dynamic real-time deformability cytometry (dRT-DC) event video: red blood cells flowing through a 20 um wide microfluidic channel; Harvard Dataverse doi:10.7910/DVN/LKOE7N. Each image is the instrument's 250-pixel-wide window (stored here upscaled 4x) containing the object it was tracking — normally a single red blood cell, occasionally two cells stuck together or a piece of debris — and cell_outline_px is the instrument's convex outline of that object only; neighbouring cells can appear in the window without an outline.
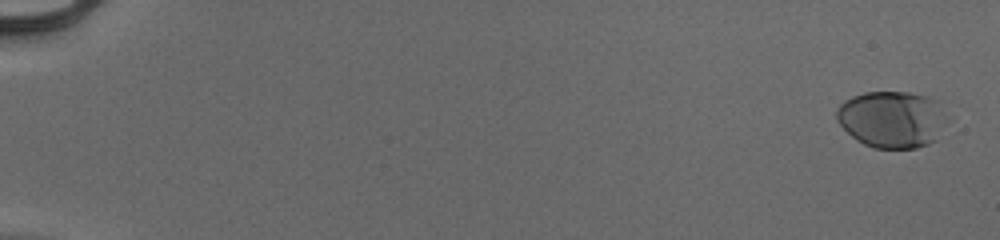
{"species": "human", "species_latin": "Homo sapiens", "temperature_condition": "cold", "stored_images_in_passage": 56, "camera_frame_rate_fps": 3000, "um_per_image_px": 0.085, "donor": {"sex": "male"}, "frame": {"image": 1, "passage_image": 3, "time_ms": 0.667, "image_size_px": [1000, 240], "cell_outline_px": [[940, 100], [936, 140], [928, 144], [916, 148], [872, 148], [856, 140], [836, 120], [836, 108], [844, 100], [852, 96], [864, 92], [908, 92], [928, 96]], "centroid_in_image_um": [75.68, 10.12], "position_along_channel_um": 9.3, "area_um2": 35.66}}
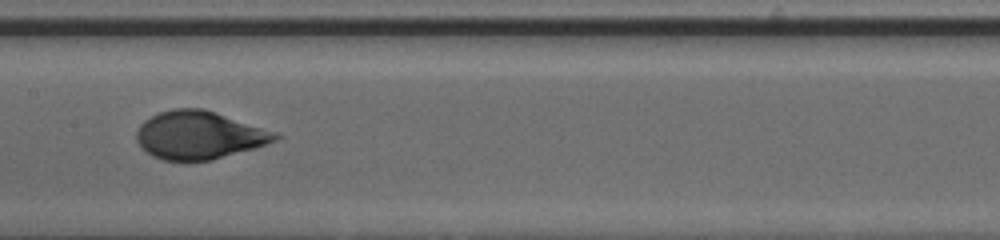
{"frame": {"image": 2, "passage_image": 32, "time_ms": 10.333, "image_size_px": [1000, 240], "cell_outline_px": [[284, 136], [276, 140], [256, 148], [212, 160], [164, 160], [152, 156], [136, 140], [136, 132], [140, 124], [144, 120], [160, 112], [172, 108], [204, 108], [276, 132]], "centroid_in_image_um": [16.94, 11.48], "position_along_channel_um": 190.5, "area_um2": 38.73}}
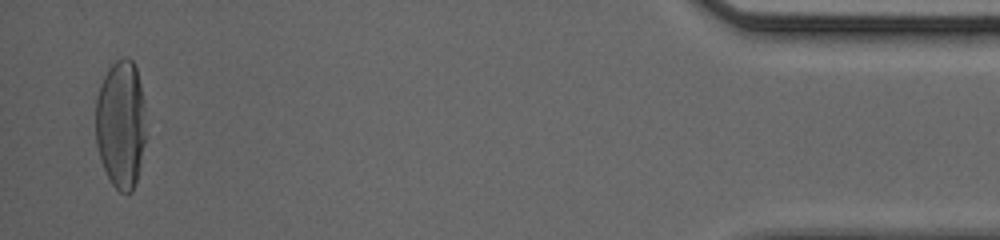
{"frame": {"image": 3, "passage_image": 55, "time_ms": 18.0, "image_size_px": [1000, 240], "cell_outline_px": [[148, 136], [136, 184], [132, 192], [120, 192], [112, 184], [100, 160], [96, 144], [96, 96], [100, 84], [108, 68], [116, 60], [124, 56], [128, 56], [132, 60], [136, 68], [144, 100]], "centroid_in_image_um": [10.31, 10.56], "position_along_channel_um": 424.9, "area_um2": 38.67}, "authors_computed_cell_mechanics": {"area_um2": 37.2232, "velocity_mm_per_s": 3.965, "shape_relaxation_time_tau1_ms": 4.3335, "shape_relaxation_time_tau2_ms": null, "deformation_change_tau1": 0.2034, "deformation_change_tau2": null}}